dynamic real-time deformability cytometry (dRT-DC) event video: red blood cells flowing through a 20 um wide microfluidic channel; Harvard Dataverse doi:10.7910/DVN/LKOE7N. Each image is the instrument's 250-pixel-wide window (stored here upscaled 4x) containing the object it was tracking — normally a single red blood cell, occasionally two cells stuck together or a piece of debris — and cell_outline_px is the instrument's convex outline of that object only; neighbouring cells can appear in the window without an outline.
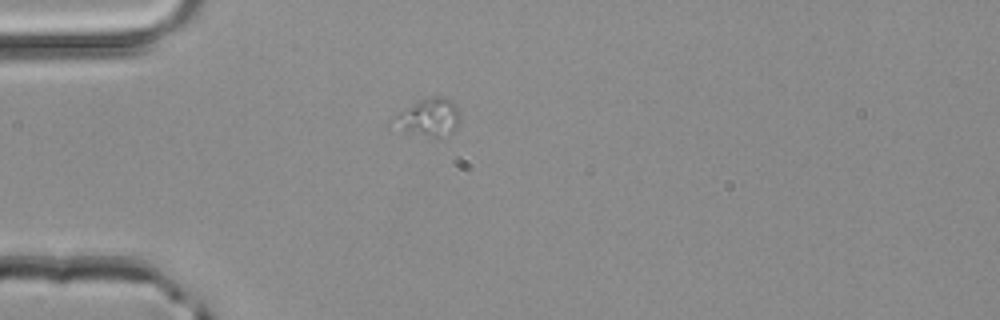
{"species": "common noctule bat (a hibernating species)", "species_latin": "Nyctalus noctula", "temperature_condition": "room temperature", "stored_images_in_passage": 1, "camera_frame_rate_fps": 3000, "um_per_image_px": 0.085, "animal": {"sex": "male", "body_mass_g": 20.4}, "frame": {"image": 1, "passage_image": 1, "time_ms": 0.0, "image_size_px": [1000, 320], "cell_outline_px": [[460, 116], [456, 128], [452, 132], [436, 136], [432, 136], [408, 132], [388, 124], [392, 116], [424, 100], [436, 96], [440, 96], [452, 100], [456, 104], [460, 112]], "centroid_in_image_um": [36.44, 9.97], "position_along_channel_um": 48.6, "area_um2": 14.16}}